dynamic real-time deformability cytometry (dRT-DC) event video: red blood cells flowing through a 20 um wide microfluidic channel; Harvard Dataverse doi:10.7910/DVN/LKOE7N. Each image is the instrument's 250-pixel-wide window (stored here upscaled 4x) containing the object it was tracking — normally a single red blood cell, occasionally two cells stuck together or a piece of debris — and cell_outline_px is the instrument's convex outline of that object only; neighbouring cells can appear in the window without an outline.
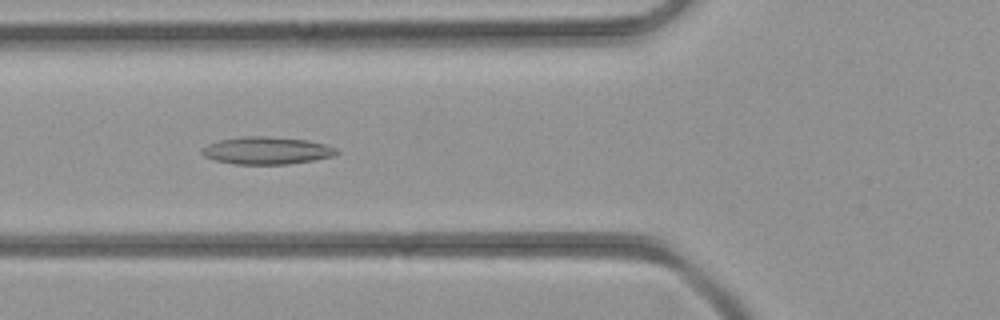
{"species": "common noctule bat (a hibernating species)", "species_latin": "Nyctalus noctula", "temperature_condition": "room temperature", "stored_images_in_passage": 42, "camera_frame_rate_fps": 3000, "um_per_image_px": 0.085, "animal": {"sex": "female", "body_mass_g": 21.9}, "frame": {"image": 1, "passage_image": 15, "time_ms": 4.667, "image_size_px": [1000, 320], "cell_outline_px": [[340, 152], [336, 156], [288, 164], [232, 164], [216, 160], [204, 156], [200, 152], [200, 148], [208, 144], [220, 140], [244, 136], [268, 136], [308, 140], [324, 144], [336, 148]], "centroid_in_image_um": [22.67, 12.79], "position_along_channel_um": 103.1, "area_um2": 21.62}}
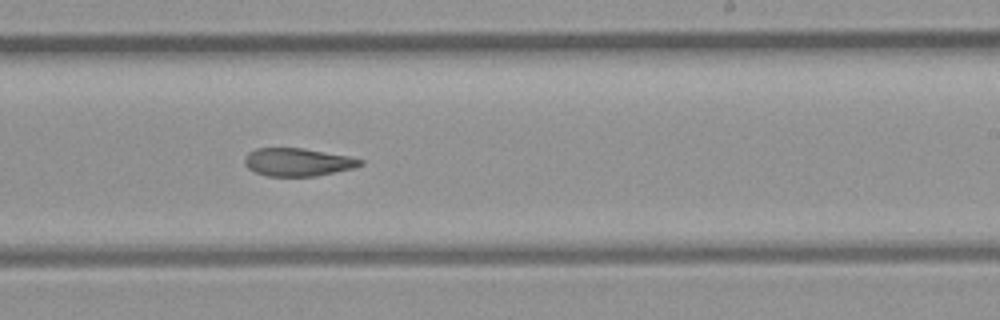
{"frame": {"image": 2, "passage_image": 25, "time_ms": 8.0, "image_size_px": [1000, 320], "cell_outline_px": [[364, 164], [352, 168], [316, 176], [268, 176], [256, 172], [248, 168], [244, 164], [244, 156], [248, 152], [256, 148], [300, 148], [348, 156], [364, 160]], "centroid_in_image_um": [25.27, 13.78], "position_along_channel_um": 263.7, "area_um2": 18.73}}
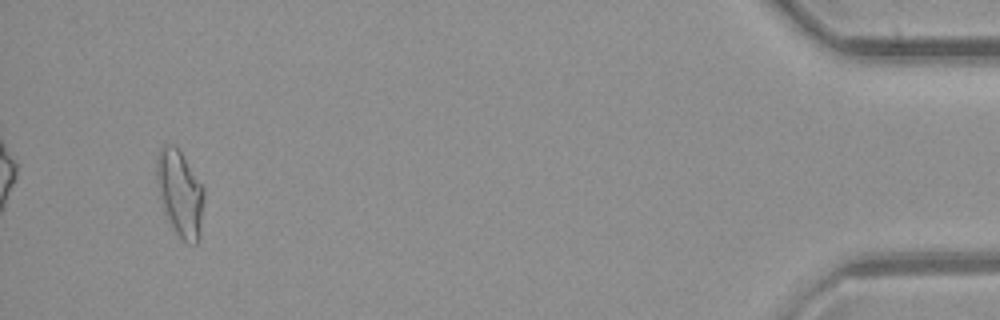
{"frame": {"image": 3, "passage_image": 40, "time_ms": 13.0, "image_size_px": [1000, 320], "cell_outline_px": [[204, 196], [200, 240], [196, 244], [188, 244], [176, 232], [168, 220], [164, 212], [160, 200], [156, 180], [156, 160], [160, 148], [164, 144], [176, 144], [204, 188]], "centroid_in_image_um": [15.3, 16.42], "position_along_channel_um": 419.9, "area_um2": 24.04}}